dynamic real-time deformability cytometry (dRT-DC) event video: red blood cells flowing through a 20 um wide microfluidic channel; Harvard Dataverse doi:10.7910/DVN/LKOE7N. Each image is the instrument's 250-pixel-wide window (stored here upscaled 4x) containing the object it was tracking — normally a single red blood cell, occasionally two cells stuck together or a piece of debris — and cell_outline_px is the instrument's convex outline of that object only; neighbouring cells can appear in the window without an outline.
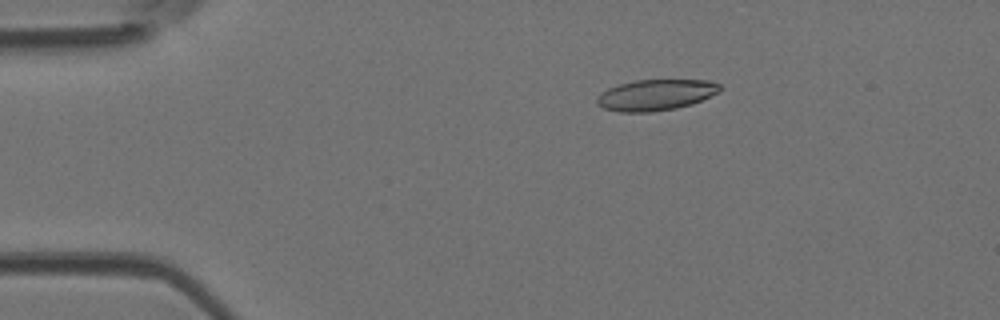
{"species": "Egyptian fruit bat (a non-hibernating species)", "species_latin": "Rousettus aegyptiacus", "temperature_condition": "room temperature", "stored_images_in_passage": 4, "camera_frame_rate_fps": 3000, "um_per_image_px": 0.085, "animal": {"sex": "female"}, "frame": {"image": 1, "passage_image": 2, "time_ms": 0.333, "image_size_px": [1000, 320], "cell_outline_px": [[720, 92], [692, 104], [676, 108], [652, 112], [620, 112], [604, 108], [596, 104], [596, 96], [600, 92], [608, 88], [620, 84], [636, 80], [708, 80], [720, 84]], "centroid_in_image_um": [55.72, 8.07], "position_along_channel_um": 29.3, "area_um2": 22.31}}
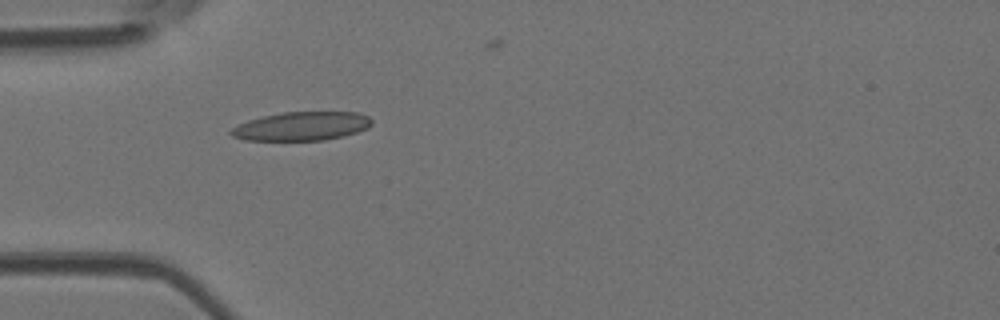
{"frame": {"image": 2, "passage_image": 4, "time_ms": 1.0, "image_size_px": [1000, 320], "cell_outline_px": [[372, 124], [368, 128], [344, 136], [324, 140], [244, 140], [232, 136], [228, 132], [232, 128], [248, 120], [264, 116], [284, 112], [356, 112], [368, 116], [372, 120]], "centroid_in_image_um": [25.65, 10.73], "position_along_channel_um": 59.4, "area_um2": 23.47}}